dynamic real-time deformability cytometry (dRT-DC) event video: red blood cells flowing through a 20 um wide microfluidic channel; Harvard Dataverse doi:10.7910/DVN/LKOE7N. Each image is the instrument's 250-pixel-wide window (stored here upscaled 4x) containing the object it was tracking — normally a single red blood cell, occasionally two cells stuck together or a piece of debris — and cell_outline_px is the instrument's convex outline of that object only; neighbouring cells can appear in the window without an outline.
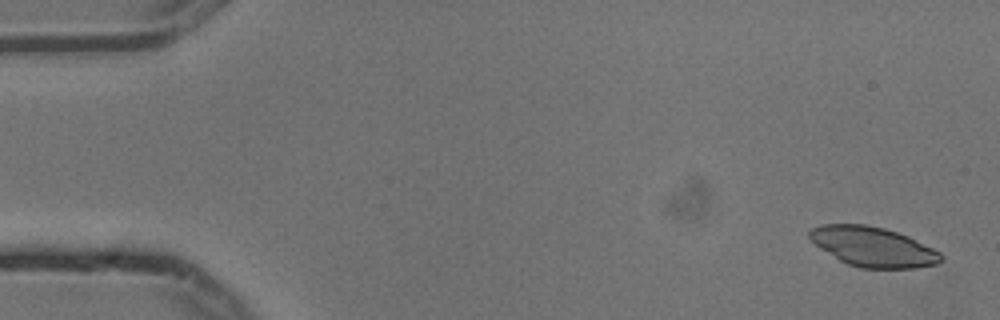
{"species": "common noctule bat (a hibernating species)", "species_latin": "Nyctalus noctula", "temperature_condition": "cold", "stored_images_in_passage": 5, "camera_frame_rate_fps": 3000, "um_per_image_px": 0.085, "animal": {"sex": "male", "body_mass_g": 13.3}, "frame": {"image": 1, "passage_image": 1, "time_ms": 0.0, "image_size_px": [1000, 320], "cell_outline_px": [[944, 260], [936, 264], [916, 268], [860, 268], [848, 264], [840, 260], [820, 248], [808, 236], [808, 232], [812, 228], [820, 224], [864, 224], [884, 228], [908, 236], [940, 252], [944, 256]], "centroid_in_image_um": [74.22, 20.98], "position_along_channel_um": 10.8, "area_um2": 30.35}}
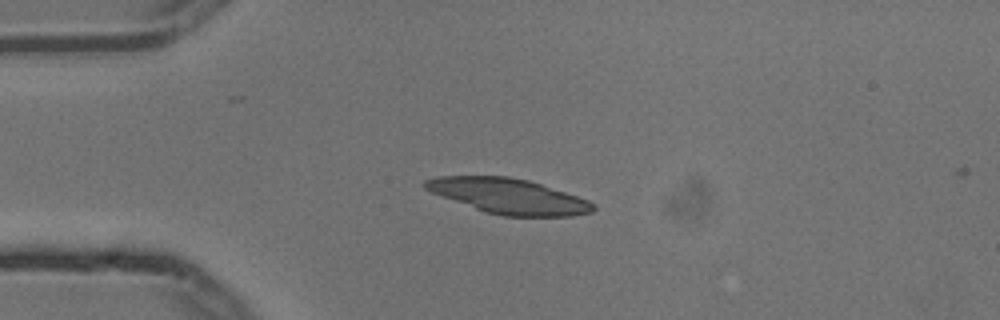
{"frame": {"image": 2, "passage_image": 4, "time_ms": 1.0, "image_size_px": [1000, 320], "cell_outline_px": [[596, 208], [592, 212], [572, 216], [504, 216], [484, 212], [432, 192], [424, 188], [420, 184], [424, 180], [440, 176], [508, 176], [528, 180], [588, 200], [596, 204]], "centroid_in_image_um": [43.22, 16.67], "position_along_channel_um": 41.8, "area_um2": 34.22}}